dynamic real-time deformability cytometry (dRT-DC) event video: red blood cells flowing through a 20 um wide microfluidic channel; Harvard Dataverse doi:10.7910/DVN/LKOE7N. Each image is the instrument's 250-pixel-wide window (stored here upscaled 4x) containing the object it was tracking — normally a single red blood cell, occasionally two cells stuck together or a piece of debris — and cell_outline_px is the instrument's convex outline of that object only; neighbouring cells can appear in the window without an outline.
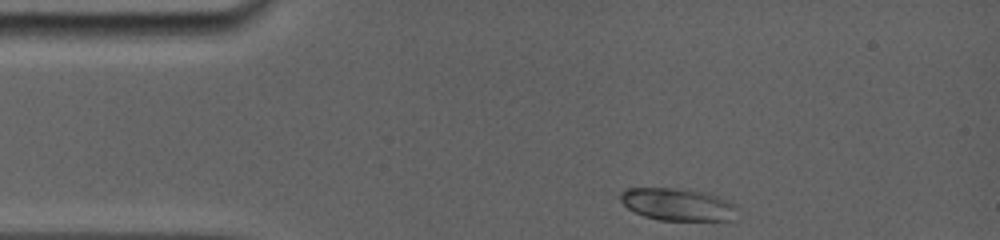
{"species": "common noctule bat (a hibernating species)", "species_latin": "Nyctalus noctula", "temperature_condition": "room temperature", "stored_images_in_passage": 37, "camera_frame_rate_fps": 5000, "um_per_image_px": 0.085, "animal": {"sex": "female", "body_mass_g": 19.0, "forearm_length_mm": 56.7}, "frame": {"image": 1, "passage_image": 1, "time_ms": 0.0, "image_size_px": [1000, 240], "cell_outline_px": [[740, 208], [732, 220], [660, 220], [644, 216], [628, 208], [616, 196], [620, 192], [628, 188], [688, 188], [704, 192], [728, 200]], "centroid_in_image_um": [57.6, 17.36], "position_along_channel_um": 27.4, "area_um2": 22.31}}
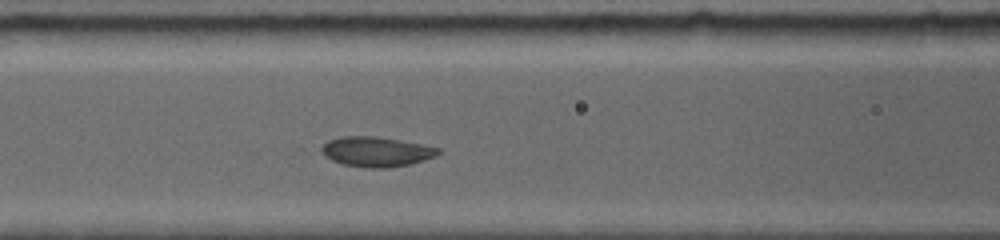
{"frame": {"image": 2, "passage_image": 21, "time_ms": 4.0, "image_size_px": [1000, 240], "cell_outline_px": [[440, 152], [436, 156], [424, 160], [408, 164], [388, 168], [364, 168], [344, 164], [332, 160], [324, 156], [320, 152], [320, 148], [328, 140], [340, 136], [376, 136], [400, 140], [440, 148]], "centroid_in_image_um": [31.95, 12.89], "position_along_channel_um": 134.7, "area_um2": 20.4}}
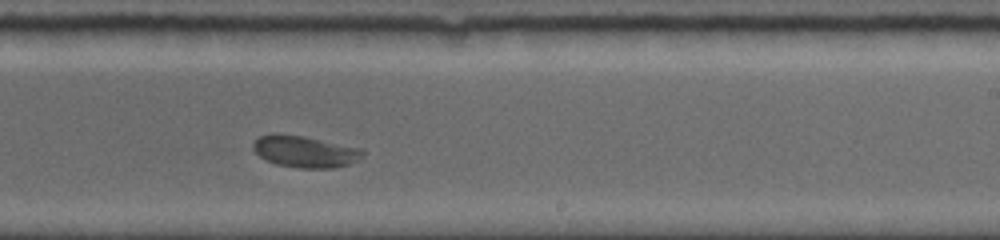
{"frame": {"image": 3, "passage_image": 37, "time_ms": 7.4, "image_size_px": [1000, 240], "cell_outline_px": [[364, 152], [352, 164], [332, 168], [296, 168], [276, 164], [260, 156], [252, 148], [252, 144], [260, 136], [272, 132], [280, 132], [304, 136], [364, 148]], "centroid_in_image_um": [25.92, 12.86], "position_along_channel_um": 263.1, "area_um2": 20.52}}